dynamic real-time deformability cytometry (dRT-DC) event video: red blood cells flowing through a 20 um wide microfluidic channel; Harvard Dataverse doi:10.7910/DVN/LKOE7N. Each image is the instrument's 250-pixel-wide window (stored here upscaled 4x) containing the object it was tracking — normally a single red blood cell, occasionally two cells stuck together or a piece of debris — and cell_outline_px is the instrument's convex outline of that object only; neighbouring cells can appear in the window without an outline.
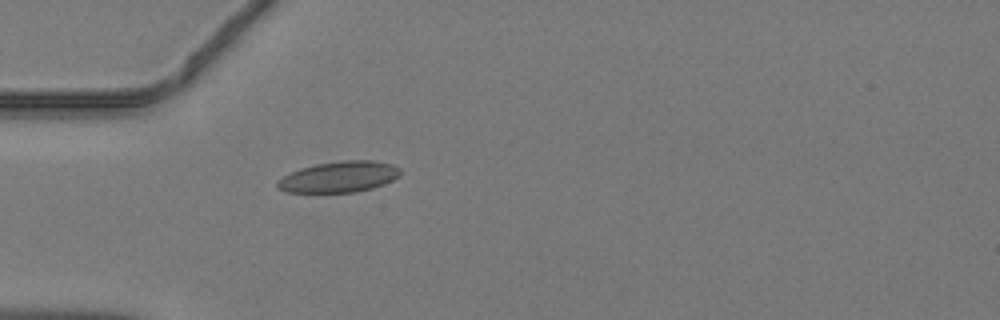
{"species": "common noctule bat (a hibernating species)", "species_latin": "Nyctalus noctula", "temperature_condition": "warm", "stored_images_in_passage": 9, "camera_frame_rate_fps": 3000, "um_per_image_px": 0.085, "animal": {"sex": "male", "body_mass_g": 19.2, "forearm_length_mm": 51.8}, "frame": {"image": 1, "passage_image": 1, "time_ms": 0.0, "image_size_px": [1000, 320], "cell_outline_px": [[400, 176], [384, 184], [372, 188], [356, 192], [288, 192], [276, 188], [276, 180], [300, 168], [316, 164], [344, 160], [372, 160], [392, 164], [400, 168]], "centroid_in_image_um": [28.82, 15.03], "position_along_channel_um": 56.2, "area_um2": 22.2}}
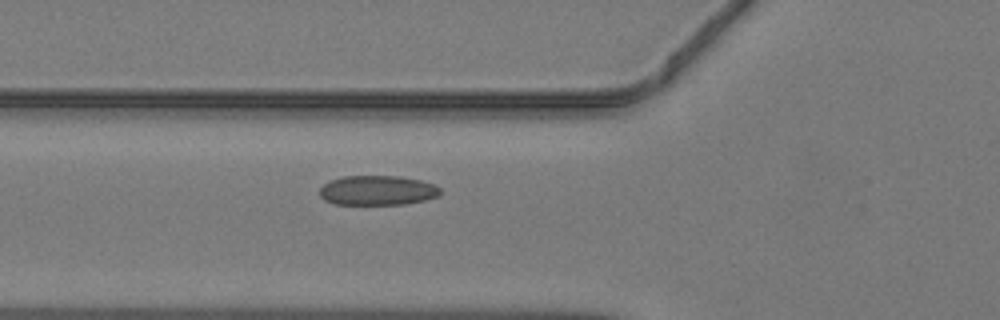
{"frame": {"image": 2, "passage_image": 4, "time_ms": 1.0, "image_size_px": [1000, 320], "cell_outline_px": [[440, 196], [424, 200], [404, 204], [332, 204], [324, 200], [320, 196], [320, 188], [324, 184], [332, 180], [344, 176], [400, 176], [420, 180], [436, 184], [440, 188]], "centroid_in_image_um": [32.1, 16.18], "position_along_channel_um": 93.7, "area_um2": 20.92}}
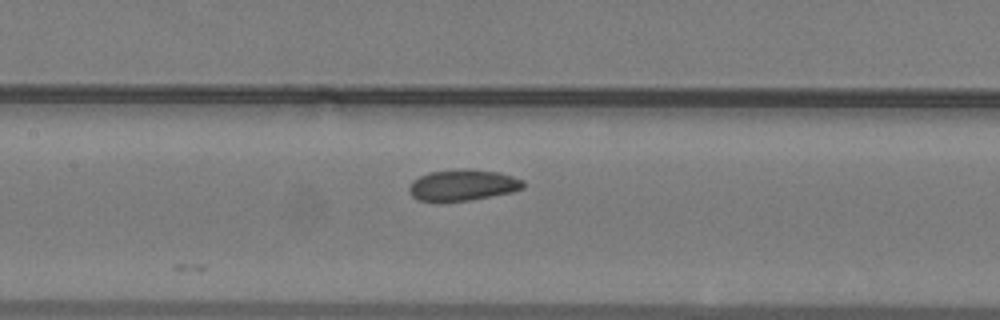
{"frame": {"image": 3, "passage_image": 9, "time_ms": 2.667, "image_size_px": [1000, 320], "cell_outline_px": [[524, 188], [512, 192], [472, 200], [420, 200], [412, 196], [408, 192], [408, 188], [412, 180], [428, 172], [468, 168], [500, 172], [524, 180]], "centroid_in_image_um": [39.36, 15.71], "position_along_channel_um": 168.0, "area_um2": 20.69}}